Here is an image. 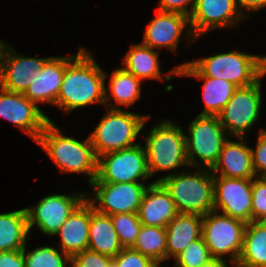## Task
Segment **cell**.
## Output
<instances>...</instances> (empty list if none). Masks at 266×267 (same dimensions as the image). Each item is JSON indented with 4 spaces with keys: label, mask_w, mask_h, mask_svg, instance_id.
<instances>
[{
    "label": "cell",
    "mask_w": 266,
    "mask_h": 267,
    "mask_svg": "<svg viewBox=\"0 0 266 267\" xmlns=\"http://www.w3.org/2000/svg\"><path fill=\"white\" fill-rule=\"evenodd\" d=\"M108 74L84 48L65 68L56 106L70 113L93 104L105 105Z\"/></svg>",
    "instance_id": "1"
},
{
    "label": "cell",
    "mask_w": 266,
    "mask_h": 267,
    "mask_svg": "<svg viewBox=\"0 0 266 267\" xmlns=\"http://www.w3.org/2000/svg\"><path fill=\"white\" fill-rule=\"evenodd\" d=\"M62 133L61 129L50 120L36 143L62 173H85L90 185L97 176L98 158L89 136L79 141Z\"/></svg>",
    "instance_id": "2"
},
{
    "label": "cell",
    "mask_w": 266,
    "mask_h": 267,
    "mask_svg": "<svg viewBox=\"0 0 266 267\" xmlns=\"http://www.w3.org/2000/svg\"><path fill=\"white\" fill-rule=\"evenodd\" d=\"M203 169V170H202ZM169 173L160 182L169 192L178 213L206 215L214 211V183L210 169Z\"/></svg>",
    "instance_id": "3"
},
{
    "label": "cell",
    "mask_w": 266,
    "mask_h": 267,
    "mask_svg": "<svg viewBox=\"0 0 266 267\" xmlns=\"http://www.w3.org/2000/svg\"><path fill=\"white\" fill-rule=\"evenodd\" d=\"M189 62L203 76L224 79L237 87L250 86L266 73V55L236 50Z\"/></svg>",
    "instance_id": "4"
},
{
    "label": "cell",
    "mask_w": 266,
    "mask_h": 267,
    "mask_svg": "<svg viewBox=\"0 0 266 267\" xmlns=\"http://www.w3.org/2000/svg\"><path fill=\"white\" fill-rule=\"evenodd\" d=\"M185 131L170 120L154 125L146 135L145 149L149 174L170 172L182 166H189Z\"/></svg>",
    "instance_id": "5"
},
{
    "label": "cell",
    "mask_w": 266,
    "mask_h": 267,
    "mask_svg": "<svg viewBox=\"0 0 266 267\" xmlns=\"http://www.w3.org/2000/svg\"><path fill=\"white\" fill-rule=\"evenodd\" d=\"M150 118V115H139L122 108H107L106 114L89 136L97 158L138 144L135 142L137 136Z\"/></svg>",
    "instance_id": "6"
},
{
    "label": "cell",
    "mask_w": 266,
    "mask_h": 267,
    "mask_svg": "<svg viewBox=\"0 0 266 267\" xmlns=\"http://www.w3.org/2000/svg\"><path fill=\"white\" fill-rule=\"evenodd\" d=\"M187 130L185 139L189 166L211 170L229 138L218 115L199 114L190 122Z\"/></svg>",
    "instance_id": "7"
},
{
    "label": "cell",
    "mask_w": 266,
    "mask_h": 267,
    "mask_svg": "<svg viewBox=\"0 0 266 267\" xmlns=\"http://www.w3.org/2000/svg\"><path fill=\"white\" fill-rule=\"evenodd\" d=\"M247 223L212 211L202 216V237L213 258L229 255L236 265L242 248Z\"/></svg>",
    "instance_id": "8"
},
{
    "label": "cell",
    "mask_w": 266,
    "mask_h": 267,
    "mask_svg": "<svg viewBox=\"0 0 266 267\" xmlns=\"http://www.w3.org/2000/svg\"><path fill=\"white\" fill-rule=\"evenodd\" d=\"M149 177L146 149L139 143L99 156L93 182H145Z\"/></svg>",
    "instance_id": "9"
},
{
    "label": "cell",
    "mask_w": 266,
    "mask_h": 267,
    "mask_svg": "<svg viewBox=\"0 0 266 267\" xmlns=\"http://www.w3.org/2000/svg\"><path fill=\"white\" fill-rule=\"evenodd\" d=\"M247 87H238L218 114L221 125L231 138L244 137L257 123L262 105L261 79Z\"/></svg>",
    "instance_id": "10"
},
{
    "label": "cell",
    "mask_w": 266,
    "mask_h": 267,
    "mask_svg": "<svg viewBox=\"0 0 266 267\" xmlns=\"http://www.w3.org/2000/svg\"><path fill=\"white\" fill-rule=\"evenodd\" d=\"M92 194L87 199L94 209L106 215L138 213L143 195L149 185L145 182L107 183L92 182ZM98 203V204H97Z\"/></svg>",
    "instance_id": "11"
},
{
    "label": "cell",
    "mask_w": 266,
    "mask_h": 267,
    "mask_svg": "<svg viewBox=\"0 0 266 267\" xmlns=\"http://www.w3.org/2000/svg\"><path fill=\"white\" fill-rule=\"evenodd\" d=\"M87 197V193L72 195L49 194L43 197L36 206L27 207L29 231L33 226L45 235L54 236L73 210Z\"/></svg>",
    "instance_id": "12"
},
{
    "label": "cell",
    "mask_w": 266,
    "mask_h": 267,
    "mask_svg": "<svg viewBox=\"0 0 266 267\" xmlns=\"http://www.w3.org/2000/svg\"><path fill=\"white\" fill-rule=\"evenodd\" d=\"M214 211L251 222L252 179L213 176Z\"/></svg>",
    "instance_id": "13"
},
{
    "label": "cell",
    "mask_w": 266,
    "mask_h": 267,
    "mask_svg": "<svg viewBox=\"0 0 266 267\" xmlns=\"http://www.w3.org/2000/svg\"><path fill=\"white\" fill-rule=\"evenodd\" d=\"M244 18L236 0H196L189 23L198 40L214 29L231 28Z\"/></svg>",
    "instance_id": "14"
},
{
    "label": "cell",
    "mask_w": 266,
    "mask_h": 267,
    "mask_svg": "<svg viewBox=\"0 0 266 267\" xmlns=\"http://www.w3.org/2000/svg\"><path fill=\"white\" fill-rule=\"evenodd\" d=\"M0 117L22 129L37 142L50 118L23 93L0 87Z\"/></svg>",
    "instance_id": "15"
},
{
    "label": "cell",
    "mask_w": 266,
    "mask_h": 267,
    "mask_svg": "<svg viewBox=\"0 0 266 267\" xmlns=\"http://www.w3.org/2000/svg\"><path fill=\"white\" fill-rule=\"evenodd\" d=\"M156 14V17L147 25L142 39L143 44L154 50L156 48H169L170 51L176 53L178 44L182 40L181 36L189 38L187 40L190 41L189 43L196 42L187 16L180 13L159 10H157ZM185 29L186 36L183 34Z\"/></svg>",
    "instance_id": "16"
},
{
    "label": "cell",
    "mask_w": 266,
    "mask_h": 267,
    "mask_svg": "<svg viewBox=\"0 0 266 267\" xmlns=\"http://www.w3.org/2000/svg\"><path fill=\"white\" fill-rule=\"evenodd\" d=\"M49 58L26 57L6 44L1 57L0 87L24 94Z\"/></svg>",
    "instance_id": "17"
},
{
    "label": "cell",
    "mask_w": 266,
    "mask_h": 267,
    "mask_svg": "<svg viewBox=\"0 0 266 267\" xmlns=\"http://www.w3.org/2000/svg\"><path fill=\"white\" fill-rule=\"evenodd\" d=\"M84 48L82 47L75 55L50 57L43 68L37 72V77L24 95L36 105L48 103L56 106L65 68Z\"/></svg>",
    "instance_id": "18"
},
{
    "label": "cell",
    "mask_w": 266,
    "mask_h": 267,
    "mask_svg": "<svg viewBox=\"0 0 266 267\" xmlns=\"http://www.w3.org/2000/svg\"><path fill=\"white\" fill-rule=\"evenodd\" d=\"M239 140V142L232 141L229 138L225 141L219 158L211 169L213 176L240 179L256 177L252 164L251 147L244 141V137H239Z\"/></svg>",
    "instance_id": "19"
},
{
    "label": "cell",
    "mask_w": 266,
    "mask_h": 267,
    "mask_svg": "<svg viewBox=\"0 0 266 267\" xmlns=\"http://www.w3.org/2000/svg\"><path fill=\"white\" fill-rule=\"evenodd\" d=\"M178 214L165 187L160 182L149 183L138 210L142 225L166 227Z\"/></svg>",
    "instance_id": "20"
},
{
    "label": "cell",
    "mask_w": 266,
    "mask_h": 267,
    "mask_svg": "<svg viewBox=\"0 0 266 267\" xmlns=\"http://www.w3.org/2000/svg\"><path fill=\"white\" fill-rule=\"evenodd\" d=\"M90 201L85 198L69 215L54 236H60V249L70 258L88 249Z\"/></svg>",
    "instance_id": "21"
},
{
    "label": "cell",
    "mask_w": 266,
    "mask_h": 267,
    "mask_svg": "<svg viewBox=\"0 0 266 267\" xmlns=\"http://www.w3.org/2000/svg\"><path fill=\"white\" fill-rule=\"evenodd\" d=\"M178 67L179 76L204 80L202 97L205 106L200 115H218L238 88L227 80L203 76L190 62L179 64Z\"/></svg>",
    "instance_id": "22"
},
{
    "label": "cell",
    "mask_w": 266,
    "mask_h": 267,
    "mask_svg": "<svg viewBox=\"0 0 266 267\" xmlns=\"http://www.w3.org/2000/svg\"><path fill=\"white\" fill-rule=\"evenodd\" d=\"M159 53L143 43L132 44L124 55L123 68L142 81L153 79L168 82L173 76H179V67L177 65L165 77L162 76Z\"/></svg>",
    "instance_id": "23"
},
{
    "label": "cell",
    "mask_w": 266,
    "mask_h": 267,
    "mask_svg": "<svg viewBox=\"0 0 266 267\" xmlns=\"http://www.w3.org/2000/svg\"><path fill=\"white\" fill-rule=\"evenodd\" d=\"M202 237V215L179 213L166 226V260L176 258L193 241Z\"/></svg>",
    "instance_id": "24"
},
{
    "label": "cell",
    "mask_w": 266,
    "mask_h": 267,
    "mask_svg": "<svg viewBox=\"0 0 266 267\" xmlns=\"http://www.w3.org/2000/svg\"><path fill=\"white\" fill-rule=\"evenodd\" d=\"M88 249L112 258L123 249L110 215L98 212L91 202Z\"/></svg>",
    "instance_id": "25"
},
{
    "label": "cell",
    "mask_w": 266,
    "mask_h": 267,
    "mask_svg": "<svg viewBox=\"0 0 266 267\" xmlns=\"http://www.w3.org/2000/svg\"><path fill=\"white\" fill-rule=\"evenodd\" d=\"M141 82V79L136 78L123 67L113 70L109 81L110 92H108L109 90L106 88L105 83L106 107L111 109H119L120 106H125L126 109L130 108V106L134 105L135 102L142 96ZM109 101H115L113 103H115L116 106Z\"/></svg>",
    "instance_id": "26"
},
{
    "label": "cell",
    "mask_w": 266,
    "mask_h": 267,
    "mask_svg": "<svg viewBox=\"0 0 266 267\" xmlns=\"http://www.w3.org/2000/svg\"><path fill=\"white\" fill-rule=\"evenodd\" d=\"M26 209L0 213V252L22 250L30 237Z\"/></svg>",
    "instance_id": "27"
},
{
    "label": "cell",
    "mask_w": 266,
    "mask_h": 267,
    "mask_svg": "<svg viewBox=\"0 0 266 267\" xmlns=\"http://www.w3.org/2000/svg\"><path fill=\"white\" fill-rule=\"evenodd\" d=\"M235 267H266V224L247 223L243 248Z\"/></svg>",
    "instance_id": "28"
},
{
    "label": "cell",
    "mask_w": 266,
    "mask_h": 267,
    "mask_svg": "<svg viewBox=\"0 0 266 267\" xmlns=\"http://www.w3.org/2000/svg\"><path fill=\"white\" fill-rule=\"evenodd\" d=\"M132 248L160 265L166 261V227L142 225Z\"/></svg>",
    "instance_id": "29"
},
{
    "label": "cell",
    "mask_w": 266,
    "mask_h": 267,
    "mask_svg": "<svg viewBox=\"0 0 266 267\" xmlns=\"http://www.w3.org/2000/svg\"><path fill=\"white\" fill-rule=\"evenodd\" d=\"M58 248L59 246L57 248L41 246L28 252L25 246L23 248L25 267H70L71 258L61 250L59 252Z\"/></svg>",
    "instance_id": "30"
},
{
    "label": "cell",
    "mask_w": 266,
    "mask_h": 267,
    "mask_svg": "<svg viewBox=\"0 0 266 267\" xmlns=\"http://www.w3.org/2000/svg\"><path fill=\"white\" fill-rule=\"evenodd\" d=\"M110 217L123 248L133 247L142 227L138 213L113 214Z\"/></svg>",
    "instance_id": "31"
},
{
    "label": "cell",
    "mask_w": 266,
    "mask_h": 267,
    "mask_svg": "<svg viewBox=\"0 0 266 267\" xmlns=\"http://www.w3.org/2000/svg\"><path fill=\"white\" fill-rule=\"evenodd\" d=\"M213 257L203 237L191 242L174 260V267H201Z\"/></svg>",
    "instance_id": "32"
},
{
    "label": "cell",
    "mask_w": 266,
    "mask_h": 267,
    "mask_svg": "<svg viewBox=\"0 0 266 267\" xmlns=\"http://www.w3.org/2000/svg\"><path fill=\"white\" fill-rule=\"evenodd\" d=\"M266 217V177L252 179L251 221H263Z\"/></svg>",
    "instance_id": "33"
},
{
    "label": "cell",
    "mask_w": 266,
    "mask_h": 267,
    "mask_svg": "<svg viewBox=\"0 0 266 267\" xmlns=\"http://www.w3.org/2000/svg\"><path fill=\"white\" fill-rule=\"evenodd\" d=\"M117 267H161L152 258L142 255L131 248H123L121 252L113 258Z\"/></svg>",
    "instance_id": "34"
},
{
    "label": "cell",
    "mask_w": 266,
    "mask_h": 267,
    "mask_svg": "<svg viewBox=\"0 0 266 267\" xmlns=\"http://www.w3.org/2000/svg\"><path fill=\"white\" fill-rule=\"evenodd\" d=\"M113 258L85 249L71 257L70 267H110Z\"/></svg>",
    "instance_id": "35"
},
{
    "label": "cell",
    "mask_w": 266,
    "mask_h": 267,
    "mask_svg": "<svg viewBox=\"0 0 266 267\" xmlns=\"http://www.w3.org/2000/svg\"><path fill=\"white\" fill-rule=\"evenodd\" d=\"M252 152V164L256 177H266V129H260Z\"/></svg>",
    "instance_id": "36"
},
{
    "label": "cell",
    "mask_w": 266,
    "mask_h": 267,
    "mask_svg": "<svg viewBox=\"0 0 266 267\" xmlns=\"http://www.w3.org/2000/svg\"><path fill=\"white\" fill-rule=\"evenodd\" d=\"M196 0H159V11L180 13L191 16ZM189 6V7H188Z\"/></svg>",
    "instance_id": "37"
},
{
    "label": "cell",
    "mask_w": 266,
    "mask_h": 267,
    "mask_svg": "<svg viewBox=\"0 0 266 267\" xmlns=\"http://www.w3.org/2000/svg\"><path fill=\"white\" fill-rule=\"evenodd\" d=\"M0 267H25L23 249L0 252Z\"/></svg>",
    "instance_id": "38"
},
{
    "label": "cell",
    "mask_w": 266,
    "mask_h": 267,
    "mask_svg": "<svg viewBox=\"0 0 266 267\" xmlns=\"http://www.w3.org/2000/svg\"><path fill=\"white\" fill-rule=\"evenodd\" d=\"M236 1L239 10L246 19L249 17V14H252L253 12L257 13V11L262 10L263 8L266 7V0H236Z\"/></svg>",
    "instance_id": "39"
},
{
    "label": "cell",
    "mask_w": 266,
    "mask_h": 267,
    "mask_svg": "<svg viewBox=\"0 0 266 267\" xmlns=\"http://www.w3.org/2000/svg\"><path fill=\"white\" fill-rule=\"evenodd\" d=\"M226 261L227 258H212L209 262L203 264L201 267H230V264L235 267V265L231 261Z\"/></svg>",
    "instance_id": "40"
},
{
    "label": "cell",
    "mask_w": 266,
    "mask_h": 267,
    "mask_svg": "<svg viewBox=\"0 0 266 267\" xmlns=\"http://www.w3.org/2000/svg\"><path fill=\"white\" fill-rule=\"evenodd\" d=\"M5 45H6V42L1 40L0 41V67H1V57H2L3 50L5 48Z\"/></svg>",
    "instance_id": "41"
},
{
    "label": "cell",
    "mask_w": 266,
    "mask_h": 267,
    "mask_svg": "<svg viewBox=\"0 0 266 267\" xmlns=\"http://www.w3.org/2000/svg\"><path fill=\"white\" fill-rule=\"evenodd\" d=\"M110 267H117V265L113 262Z\"/></svg>",
    "instance_id": "42"
}]
</instances>
